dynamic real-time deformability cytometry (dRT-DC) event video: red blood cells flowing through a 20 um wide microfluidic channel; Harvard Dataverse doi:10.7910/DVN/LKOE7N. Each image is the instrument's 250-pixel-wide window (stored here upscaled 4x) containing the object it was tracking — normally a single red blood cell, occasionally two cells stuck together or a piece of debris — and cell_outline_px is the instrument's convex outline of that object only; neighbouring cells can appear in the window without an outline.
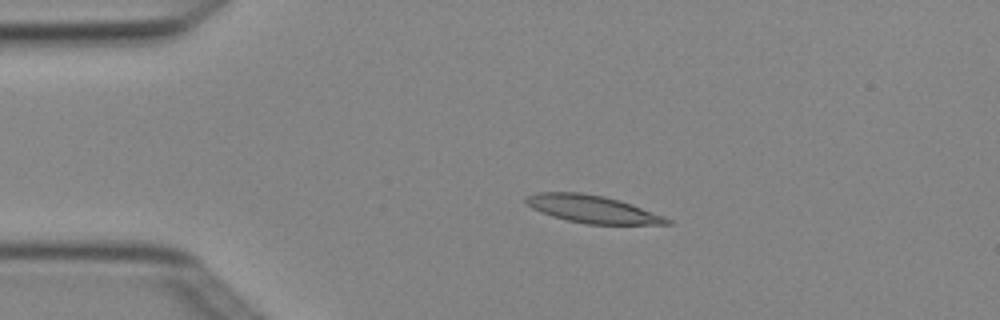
{"species": "Egyptian fruit bat (a non-hibernating species)", "species_latin": "Rousettus aegyptiacus", "temperature_condition": "cold", "stored_images_in_passage": 2, "camera_frame_rate_fps": 3000, "um_per_image_px": 0.085, "animal": {"sex": "female"}, "frame": {"image": 1, "passage_image": 1, "time_ms": 0.0, "image_size_px": [1000, 320], "cell_outline_px": [[672, 224], [588, 224], [568, 220], [552, 216], [540, 212], [532, 208], [524, 200], [524, 196], [536, 192], [580, 192], [604, 196], [620, 200], [664, 216], [672, 220]], "centroid_in_image_um": [50.32, 17.76], "position_along_channel_um": 34.7, "area_um2": 22.6}}